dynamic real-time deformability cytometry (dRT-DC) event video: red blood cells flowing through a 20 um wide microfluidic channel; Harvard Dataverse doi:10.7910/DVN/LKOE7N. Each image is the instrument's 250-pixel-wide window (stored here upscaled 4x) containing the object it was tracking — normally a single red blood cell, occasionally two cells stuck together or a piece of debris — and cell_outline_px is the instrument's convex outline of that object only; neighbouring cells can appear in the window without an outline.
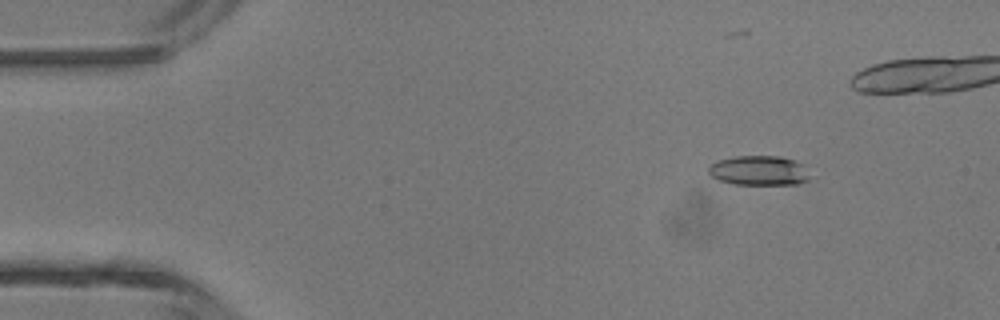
{"species": "common noctule bat (a hibernating species)", "species_latin": "Nyctalus noctula", "temperature_condition": "room temperature", "stored_images_in_passage": 3, "camera_frame_rate_fps": 3000, "um_per_image_px": 0.085, "animal": {"sex": "male", "body_mass_g": 13.3}, "frame": {"image": 1, "passage_image": 1, "time_ms": 0.0, "image_size_px": [1000, 320], "cell_outline_px": [[808, 180], [796, 184], [736, 184], [720, 180], [712, 176], [708, 172], [708, 168], [716, 160], [736, 156], [780, 156], [796, 160], [804, 164]], "centroid_in_image_um": [64.51, 14.48], "position_along_channel_um": 20.5, "area_um2": 17.4}}